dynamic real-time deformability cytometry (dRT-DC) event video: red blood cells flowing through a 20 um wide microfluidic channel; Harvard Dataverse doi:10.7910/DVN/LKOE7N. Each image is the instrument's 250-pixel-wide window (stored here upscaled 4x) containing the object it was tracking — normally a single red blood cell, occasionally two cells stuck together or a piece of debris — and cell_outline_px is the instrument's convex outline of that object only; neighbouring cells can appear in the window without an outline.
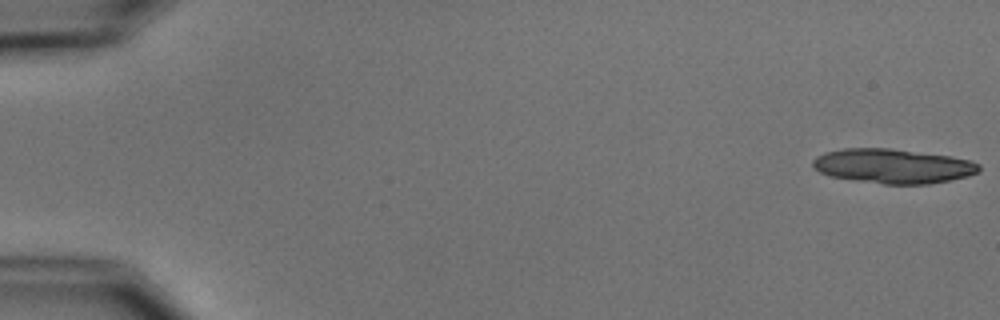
{"species": "common noctule bat (a hibernating species)", "species_latin": "Nyctalus noctula", "temperature_condition": "cold", "stored_images_in_passage": 5, "camera_frame_rate_fps": 3000, "um_per_image_px": 0.085, "animal": {"sex": "male", "body_mass_g": 15.6}, "frame": {"image": 1, "passage_image": 1, "time_ms": 0.0, "image_size_px": [1000, 320], "cell_outline_px": [[980, 172], [968, 176], [928, 184], [884, 184], [856, 180], [832, 176], [820, 172], [812, 168], [812, 160], [816, 156], [824, 152], [844, 148], [888, 148], [948, 156], [972, 160], [980, 164]], "centroid_in_image_um": [75.89, 14.11], "position_along_channel_um": 9.1, "area_um2": 33.35}}